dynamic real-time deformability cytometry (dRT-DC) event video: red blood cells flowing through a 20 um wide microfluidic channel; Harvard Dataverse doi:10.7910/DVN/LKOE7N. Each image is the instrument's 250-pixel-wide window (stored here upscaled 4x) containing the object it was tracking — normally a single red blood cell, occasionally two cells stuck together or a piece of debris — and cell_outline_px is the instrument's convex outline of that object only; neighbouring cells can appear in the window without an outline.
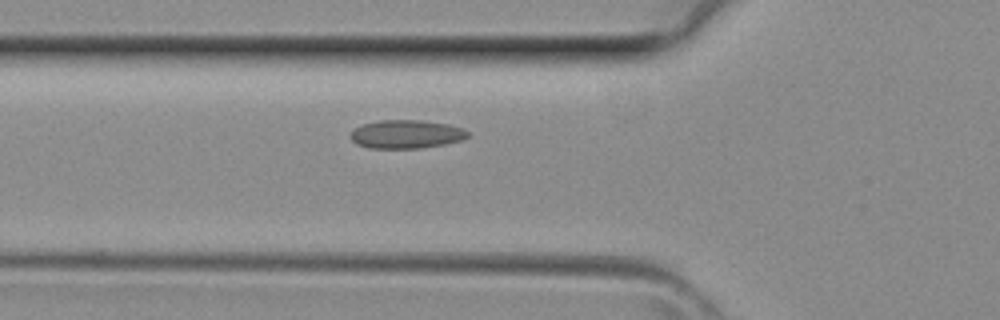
{"species": "common noctule bat (a hibernating species)", "species_latin": "Nyctalus noctula", "temperature_condition": "room temperature", "stored_images_in_passage": 2, "camera_frame_rate_fps": 3000, "um_per_image_px": 0.085, "animal": {"sex": "female", "body_mass_g": 29.2, "forearm_length_mm": 56.3}, "frame": {"image": 1, "passage_image": 2, "time_ms": 0.333, "image_size_px": [1000, 320], "cell_outline_px": [[468, 136], [460, 140], [444, 144], [420, 148], [368, 148], [356, 144], [348, 136], [356, 128], [364, 124], [380, 120], [420, 120], [448, 124], [464, 128], [468, 132]], "centroid_in_image_um": [34.52, 11.41], "position_along_channel_um": 91.3, "area_um2": 19.36}}